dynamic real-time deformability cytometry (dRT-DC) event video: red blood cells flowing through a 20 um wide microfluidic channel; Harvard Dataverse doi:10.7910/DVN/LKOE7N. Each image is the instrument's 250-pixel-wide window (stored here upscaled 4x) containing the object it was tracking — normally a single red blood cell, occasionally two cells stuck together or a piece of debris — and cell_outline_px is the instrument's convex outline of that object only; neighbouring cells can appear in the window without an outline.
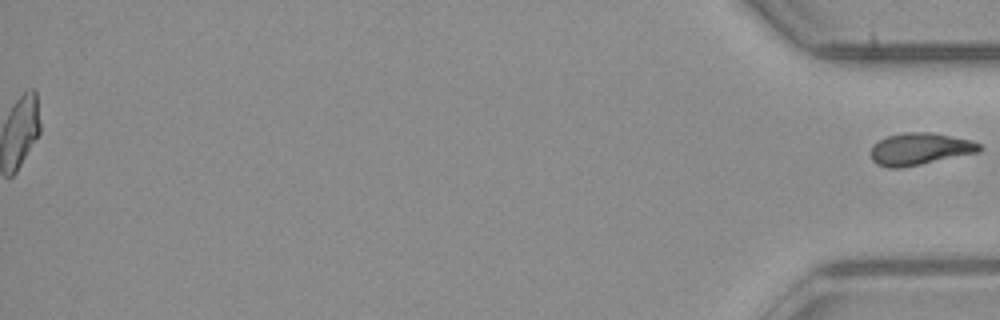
{"species": "common noctule bat (a hibernating species)", "species_latin": "Nyctalus noctula", "temperature_condition": "room temperature", "stored_images_in_passage": 43, "segment_of_instrument_passage": [2, 2], "camera_frame_rate_fps": 3000, "um_per_image_px": 0.085, "animal": {"sex": "male", "body_mass_g": 23.1, "forearm_length_mm": 52.7}, "frame": {"image": 1, "passage_image": 43, "time_ms": 14.0, "image_size_px": [1000, 320], "cell_outline_px": [[984, 148], [980, 152], [900, 168], [888, 168], [876, 164], [872, 160], [872, 144], [888, 136], [904, 132], [932, 132], [972, 140], [980, 144]], "centroid_in_image_um": [78.22, 12.66], "position_along_channel_um": 357.0, "area_um2": 20.35}}